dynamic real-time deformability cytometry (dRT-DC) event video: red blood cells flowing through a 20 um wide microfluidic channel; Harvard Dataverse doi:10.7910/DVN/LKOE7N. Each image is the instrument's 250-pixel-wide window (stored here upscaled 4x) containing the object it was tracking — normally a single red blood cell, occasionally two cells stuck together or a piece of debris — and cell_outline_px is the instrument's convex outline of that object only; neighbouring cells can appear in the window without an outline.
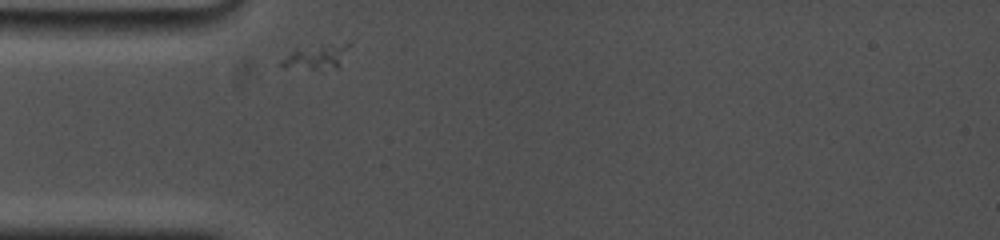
{"species": "common noctule bat (a hibernating species)", "species_latin": "Nyctalus noctula", "temperature_condition": "cold", "stored_images_in_passage": 25, "camera_frame_rate_fps": 5000, "um_per_image_px": 0.085, "animal": {"sex": "female", "body_mass_g": 19.0, "forearm_length_mm": 53.3}, "frame": {"image": 1, "passage_image": 1, "time_ms": 0.0, "image_size_px": [1000, 240], "cell_outline_px": [[348, 44], [336, 68], [320, 72], [284, 68], [276, 64], [280, 60], [296, 48], [348, 40]], "centroid_in_image_um": [26.78, 4.86], "position_along_channel_um": 58.2, "area_um2": 10.4}}